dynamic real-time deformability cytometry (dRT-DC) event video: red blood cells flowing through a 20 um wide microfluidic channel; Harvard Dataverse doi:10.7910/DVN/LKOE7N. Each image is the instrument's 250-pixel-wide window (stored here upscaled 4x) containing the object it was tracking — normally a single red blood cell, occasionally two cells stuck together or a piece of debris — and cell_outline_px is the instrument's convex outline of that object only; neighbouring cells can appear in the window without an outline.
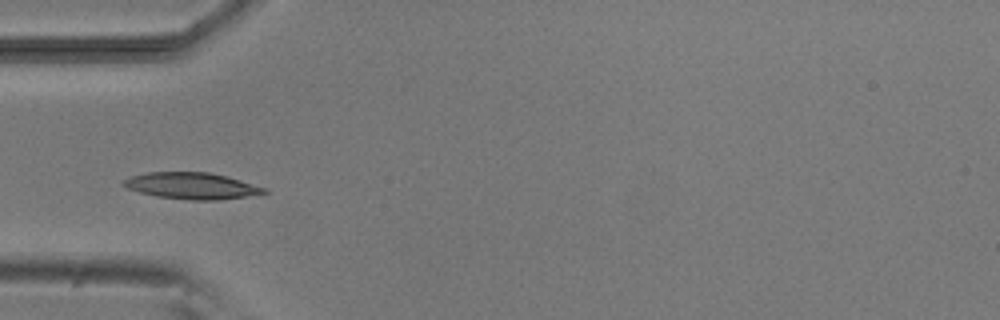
{"species": "common noctule bat (a hibernating species)", "species_latin": "Nyctalus noctula", "temperature_condition": "room temperature", "stored_images_in_passage": 4, "camera_frame_rate_fps": 3000, "um_per_image_px": 0.085, "animal": {"sex": "male", "body_mass_g": 20.5, "forearm_length_mm": 52.5}, "frame": {"image": 1, "passage_image": 4, "time_ms": 3.667, "image_size_px": [1000, 320], "cell_outline_px": [[268, 192], [220, 200], [192, 200], [156, 196], [140, 192], [128, 188], [120, 184], [124, 180], [132, 176], [148, 172], [208, 172], [228, 176], [268, 188]], "centroid_in_image_um": [16.32, 15.79], "position_along_channel_um": 68.7, "area_um2": 21.62}}